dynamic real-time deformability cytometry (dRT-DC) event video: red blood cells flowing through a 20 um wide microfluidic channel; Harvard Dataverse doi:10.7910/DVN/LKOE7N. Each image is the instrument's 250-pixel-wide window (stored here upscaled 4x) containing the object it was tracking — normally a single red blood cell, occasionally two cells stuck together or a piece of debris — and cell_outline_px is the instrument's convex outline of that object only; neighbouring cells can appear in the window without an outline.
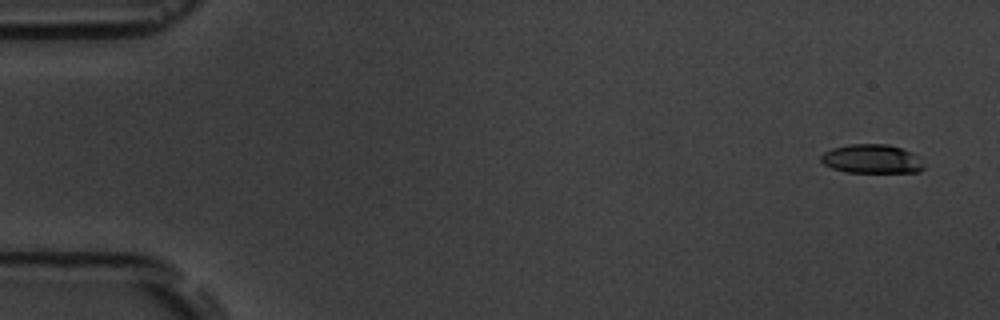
{"species": "common noctule bat (a hibernating species)", "species_latin": "Nyctalus noctula", "temperature_condition": "room temperature", "stored_images_in_passage": 5, "camera_frame_rate_fps": 3000, "um_per_image_px": 0.085, "animal": {"sex": "male", "body_mass_g": 19.5, "forearm_length_mm": 54.6}, "frame": {"image": 1, "passage_image": 1, "time_ms": 0.0, "image_size_px": [1000, 320], "cell_outline_px": [[924, 168], [920, 172], [844, 172], [832, 168], [824, 164], [820, 160], [820, 156], [824, 152], [832, 148], [848, 144], [888, 144], [912, 152], [924, 164]], "centroid_in_image_um": [74.08, 13.51], "position_along_channel_um": 10.9, "area_um2": 17.4}}
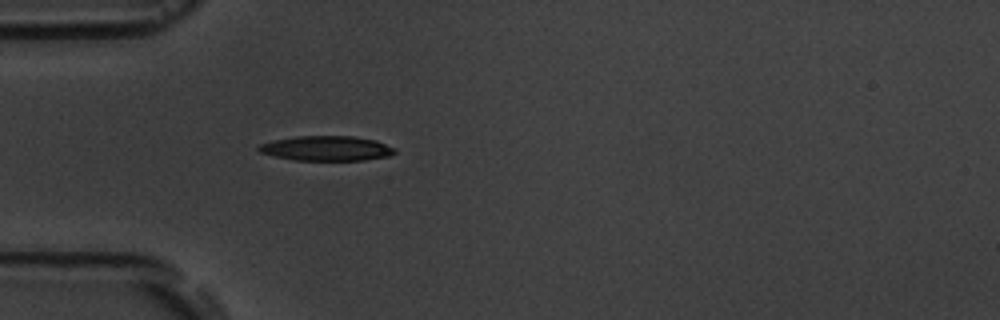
{"frame": {"image": 2, "passage_image": 5, "time_ms": 4.667, "image_size_px": [1000, 320], "cell_outline_px": [[396, 152], [388, 156], [364, 160], [292, 160], [260, 152], [256, 148], [260, 144], [272, 140], [296, 136], [352, 136], [376, 140], [396, 148]], "centroid_in_image_um": [27.76, 12.6], "position_along_channel_um": 57.2, "area_um2": 19.71}}